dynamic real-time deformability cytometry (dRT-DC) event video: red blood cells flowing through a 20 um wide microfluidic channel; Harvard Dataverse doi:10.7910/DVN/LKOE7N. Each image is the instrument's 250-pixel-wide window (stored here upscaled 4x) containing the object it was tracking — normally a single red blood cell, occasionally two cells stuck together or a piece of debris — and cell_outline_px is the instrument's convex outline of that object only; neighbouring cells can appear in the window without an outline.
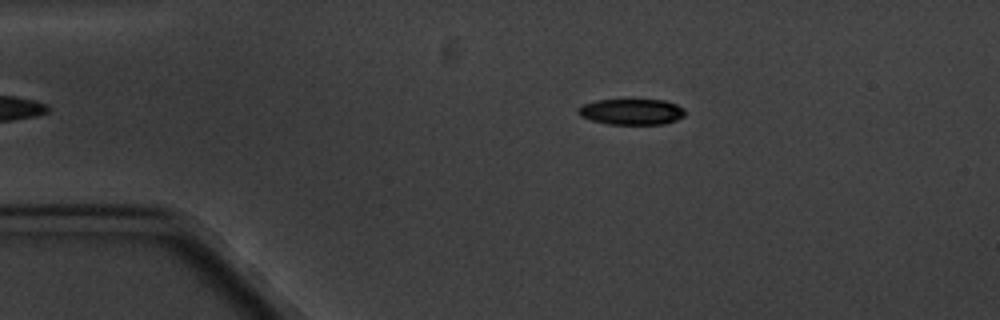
{"species": "common noctule bat (a hibernating species)", "species_latin": "Nyctalus noctula", "temperature_condition": "cold", "stored_images_in_passage": 7, "camera_frame_rate_fps": 3000, "um_per_image_px": 0.085, "animal": {"sex": "male", "body_mass_g": 20.1, "forearm_length_mm": 53.5}, "frame": {"image": 1, "passage_image": 4, "time_ms": 3.333, "image_size_px": [1000, 320], "cell_outline_px": [[684, 116], [676, 120], [664, 124], [608, 124], [592, 120], [580, 116], [576, 112], [576, 108], [580, 104], [596, 100], [664, 100], [676, 104], [684, 108]], "centroid_in_image_um": [53.63, 9.49], "position_along_channel_um": 31.4, "area_um2": 16.24}}
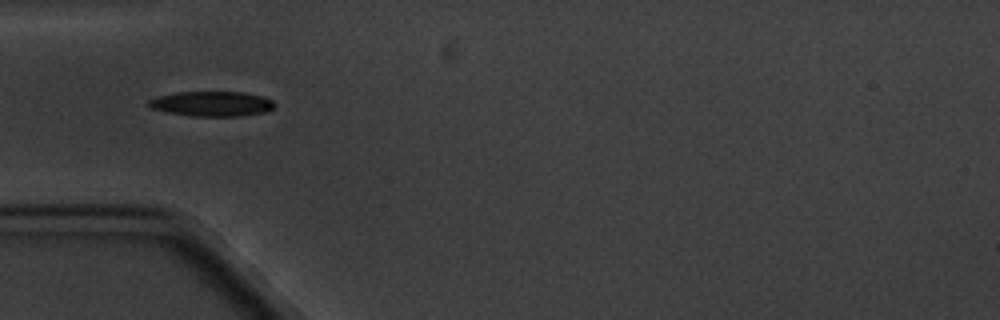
{"frame": {"image": 2, "passage_image": 6, "time_ms": 5.667, "image_size_px": [1000, 320], "cell_outline_px": [[276, 104], [272, 108], [264, 112], [240, 116], [192, 116], [168, 112], [152, 108], [148, 104], [148, 100], [160, 96], [176, 92], [244, 92], [260, 96], [272, 100]], "centroid_in_image_um": [18.02, 8.82], "position_along_channel_um": 67.0, "area_um2": 18.09}}